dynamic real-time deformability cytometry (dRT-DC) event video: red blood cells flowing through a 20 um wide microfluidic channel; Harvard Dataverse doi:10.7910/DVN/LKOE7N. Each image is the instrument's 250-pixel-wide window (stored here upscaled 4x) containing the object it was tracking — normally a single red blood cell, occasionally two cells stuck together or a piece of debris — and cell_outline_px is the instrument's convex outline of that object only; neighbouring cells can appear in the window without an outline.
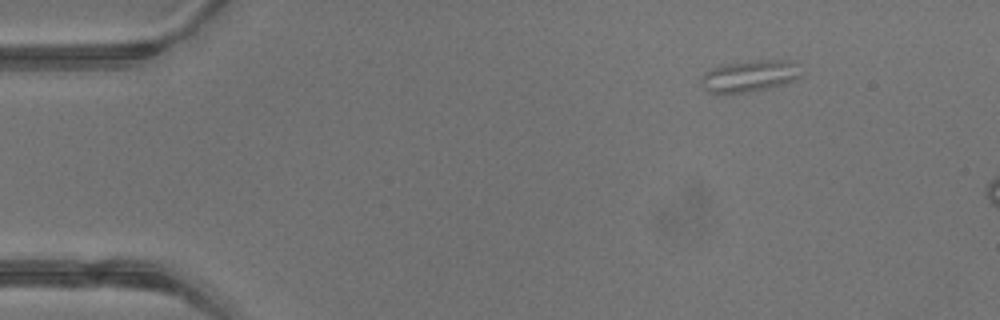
{"species": "common noctule bat (a hibernating species)", "species_latin": "Nyctalus noctula", "temperature_condition": "warm", "stored_images_in_passage": 4, "camera_frame_rate_fps": 3000, "um_per_image_px": 0.085, "animal": {"sex": "male", "body_mass_g": 13.3}, "frame": {"image": 1, "passage_image": 1, "time_ms": 0.0, "image_size_px": [1000, 320], "cell_outline_px": [[800, 76], [796, 80], [768, 88], [748, 92], [724, 96], [708, 92], [700, 84], [704, 72], [720, 64], [760, 60], [792, 60]], "centroid_in_image_um": [63.61, 6.5], "position_along_channel_um": 21.4, "area_um2": 18.67}}